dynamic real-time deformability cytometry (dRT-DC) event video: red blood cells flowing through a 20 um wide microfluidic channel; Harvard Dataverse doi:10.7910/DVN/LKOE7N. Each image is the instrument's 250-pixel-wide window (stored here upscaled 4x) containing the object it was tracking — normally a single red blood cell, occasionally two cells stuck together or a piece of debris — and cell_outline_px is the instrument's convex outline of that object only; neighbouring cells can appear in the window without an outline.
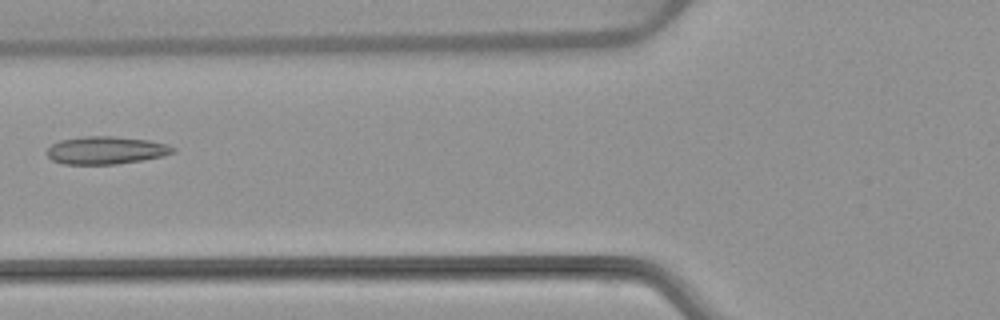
{"species": "common noctule bat (a hibernating species)", "species_latin": "Nyctalus noctula", "temperature_condition": "warm", "stored_images_in_passage": 6, "camera_frame_rate_fps": 3000, "um_per_image_px": 0.085, "animal": {"sex": "female", "body_mass_g": 22.7, "forearm_length_mm": 54.2}, "frame": {"image": 1, "passage_image": 5, "time_ms": 6.0, "image_size_px": [1000, 320], "cell_outline_px": [[176, 152], [164, 156], [116, 164], [64, 164], [52, 160], [44, 152], [52, 144], [60, 140], [84, 136], [112, 136], [148, 140], [168, 144], [176, 148]], "centroid_in_image_um": [9.01, 12.77], "position_along_channel_um": 116.8, "area_um2": 20.46}}
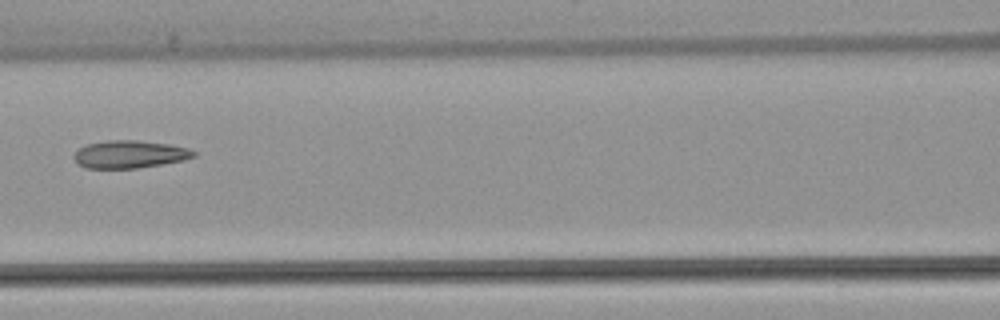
{"frame": {"image": 2, "passage_image": 6, "time_ms": 7.0, "image_size_px": [1000, 320], "cell_outline_px": [[196, 156], [184, 160], [136, 168], [84, 168], [72, 156], [80, 148], [88, 144], [108, 140], [136, 140], [168, 144], [188, 148], [196, 152]], "centroid_in_image_um": [11.03, 13.11], "position_along_channel_um": 155.6, "area_um2": 19.07}}